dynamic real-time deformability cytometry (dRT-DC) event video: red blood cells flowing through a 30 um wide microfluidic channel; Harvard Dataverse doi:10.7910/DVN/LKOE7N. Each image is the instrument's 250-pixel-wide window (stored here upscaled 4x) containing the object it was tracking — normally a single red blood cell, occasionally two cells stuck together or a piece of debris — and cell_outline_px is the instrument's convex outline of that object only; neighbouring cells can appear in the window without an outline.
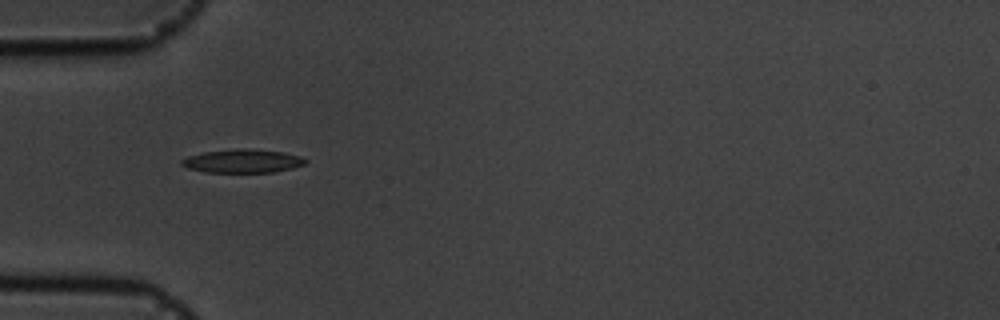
{"species": "common noctule bat (a hibernating species)", "species_latin": "Nyctalus noctula", "temperature_condition": "cold", "stored_images_in_passage": 30, "camera_frame_rate_fps": 3000, "um_per_image_px": 0.085, "animal": {"sex": "male", "body_mass_g": 19.5, "forearm_length_mm": 54.6}, "frame": {"image": 1, "passage_image": 1, "time_ms": 0.0, "image_size_px": [1000, 320], "cell_outline_px": [[308, 160], [304, 164], [292, 168], [272, 172], [204, 172], [188, 168], [180, 164], [180, 160], [188, 156], [204, 152], [244, 148], [280, 152], [300, 156]], "centroid_in_image_um": [20.59, 13.69], "position_along_channel_um": 64.4, "area_um2": 16.7}}
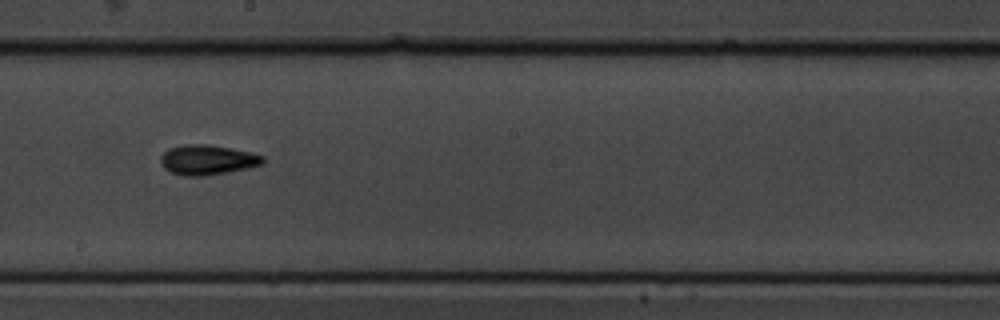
{"frame": {"image": 2, "passage_image": 15, "time_ms": 4.667, "image_size_px": [1000, 320], "cell_outline_px": [[264, 164], [228, 172], [204, 176], [184, 176], [172, 172], [164, 168], [160, 160], [160, 156], [168, 148], [184, 144], [208, 144], [232, 148], [264, 156]], "centroid_in_image_um": [17.62, 13.58], "position_along_channel_um": 230.6, "area_um2": 17.86}}
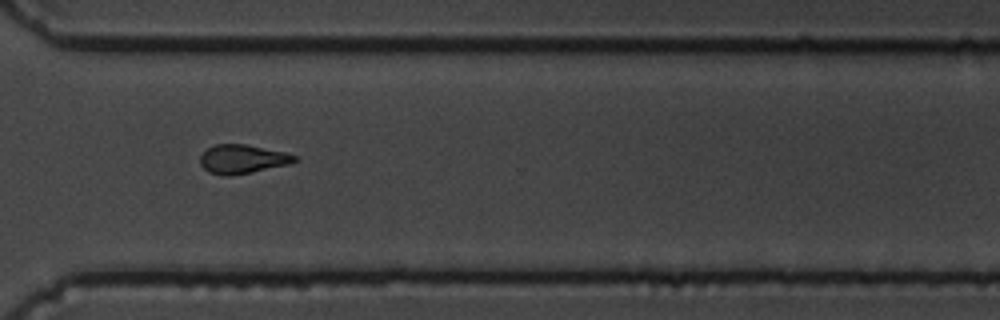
{"frame": {"image": 3, "passage_image": 25, "time_ms": 8.0, "image_size_px": [1000, 320], "cell_outline_px": [[300, 160], [292, 164], [252, 172], [228, 176], [208, 172], [200, 164], [200, 156], [208, 148], [216, 144], [244, 144], [284, 152], [296, 156]], "centroid_in_image_um": [20.64, 13.53], "position_along_channel_um": 350.0, "area_um2": 15.9}, "authors_computed_cell_mechanics": {"area_um2": 15.9817, "velocity_mm_per_s": 3.5894, "shape_relaxation_time_tau1_ms": 3.252, "shape_relaxation_time_tau2_ms": 5.2932, "deformation_change_tau1": 0.1678, "deformation_change_tau2": 0.1306}}